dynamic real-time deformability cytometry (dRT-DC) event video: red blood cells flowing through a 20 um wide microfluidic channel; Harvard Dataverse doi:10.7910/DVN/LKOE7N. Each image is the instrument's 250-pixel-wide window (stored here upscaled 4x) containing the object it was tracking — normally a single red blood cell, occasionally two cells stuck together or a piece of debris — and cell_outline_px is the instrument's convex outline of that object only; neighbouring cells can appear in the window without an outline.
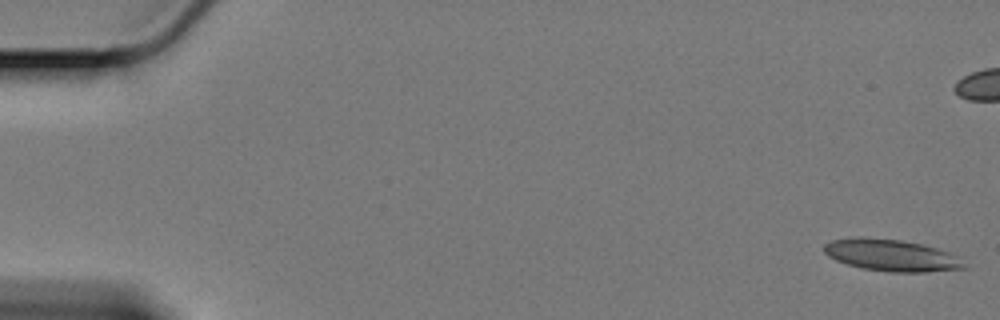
{"species": "Egyptian fruit bat (a non-hibernating species)", "species_latin": "Rousettus aegyptiacus", "temperature_condition": "cold", "stored_images_in_passage": 54, "camera_frame_rate_fps": 3000, "um_per_image_px": 0.085, "animal": {"sex": "female"}, "frame": {"image": 1, "passage_image": 1, "time_ms": 0.0, "image_size_px": [1000, 320], "cell_outline_px": [[968, 268], [924, 272], [892, 272], [864, 268], [848, 264], [836, 260], [828, 256], [824, 252], [824, 244], [832, 240], [860, 236], [864, 236], [900, 240], [920, 244], [936, 248], [948, 252], [956, 256]], "centroid_in_image_um": [75.74, 21.69], "position_along_channel_um": 9.3, "area_um2": 25.72}}
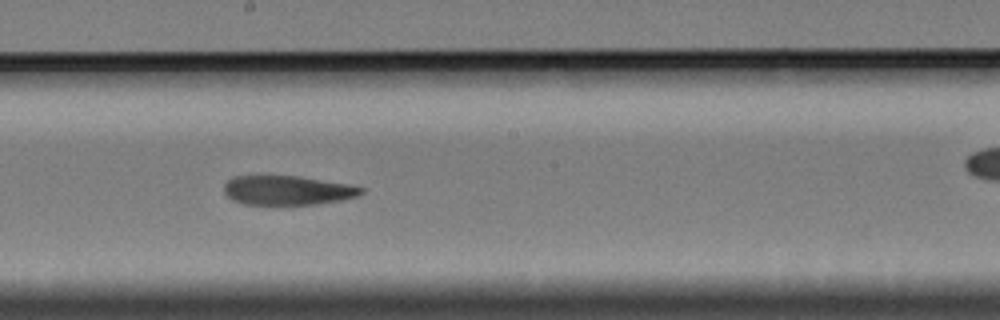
{"frame": {"image": 2, "passage_image": 33, "time_ms": 10.667, "image_size_px": [1000, 320], "cell_outline_px": [[364, 192], [360, 196], [340, 200], [316, 204], [288, 208], [276, 208], [244, 204], [232, 200], [224, 192], [224, 184], [228, 180], [236, 176], [296, 176], [348, 184], [364, 188]], "centroid_in_image_um": [24.41, 16.24], "position_along_channel_um": 223.8, "area_um2": 24.45}}
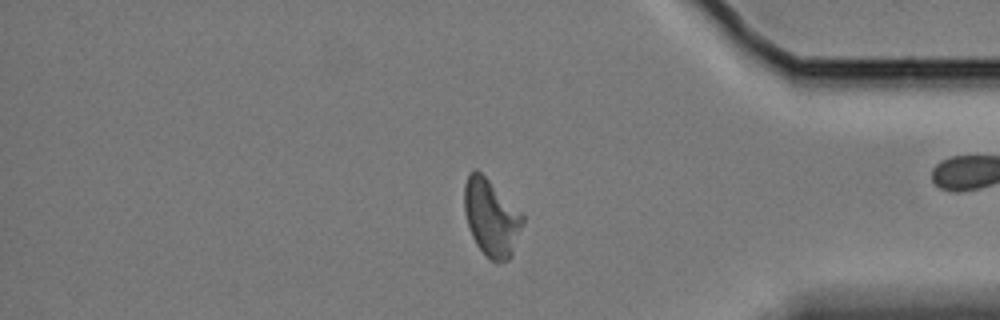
{"frame": {"image": 3, "passage_image": 50, "time_ms": 16.333, "image_size_px": [1000, 320], "cell_outline_px": [[524, 220], [512, 256], [508, 260], [492, 260], [484, 256], [476, 244], [468, 228], [464, 212], [464, 184], [468, 172], [476, 168], [524, 216]], "centroid_in_image_um": [41.72, 18.51], "position_along_channel_um": 393.5, "area_um2": 25.95}}